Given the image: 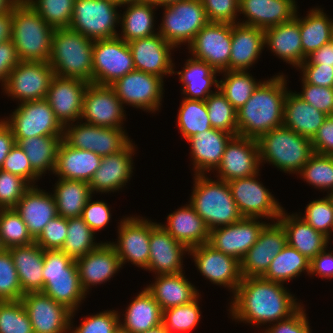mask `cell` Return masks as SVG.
<instances>
[{"label": "cell", "instance_id": "cell-45", "mask_svg": "<svg viewBox=\"0 0 333 333\" xmlns=\"http://www.w3.org/2000/svg\"><path fill=\"white\" fill-rule=\"evenodd\" d=\"M63 136H36L21 139L17 144L26 153L32 169L42 178L46 171L54 172Z\"/></svg>", "mask_w": 333, "mask_h": 333}, {"label": "cell", "instance_id": "cell-12", "mask_svg": "<svg viewBox=\"0 0 333 333\" xmlns=\"http://www.w3.org/2000/svg\"><path fill=\"white\" fill-rule=\"evenodd\" d=\"M109 86L123 105L154 114L162 105L164 79L157 75L134 70Z\"/></svg>", "mask_w": 333, "mask_h": 333}, {"label": "cell", "instance_id": "cell-7", "mask_svg": "<svg viewBox=\"0 0 333 333\" xmlns=\"http://www.w3.org/2000/svg\"><path fill=\"white\" fill-rule=\"evenodd\" d=\"M42 293L77 312L87 294L82 289L75 260L62 250H44Z\"/></svg>", "mask_w": 333, "mask_h": 333}, {"label": "cell", "instance_id": "cell-57", "mask_svg": "<svg viewBox=\"0 0 333 333\" xmlns=\"http://www.w3.org/2000/svg\"><path fill=\"white\" fill-rule=\"evenodd\" d=\"M23 295L18 273L6 249L0 253V301H19Z\"/></svg>", "mask_w": 333, "mask_h": 333}, {"label": "cell", "instance_id": "cell-36", "mask_svg": "<svg viewBox=\"0 0 333 333\" xmlns=\"http://www.w3.org/2000/svg\"><path fill=\"white\" fill-rule=\"evenodd\" d=\"M101 160L102 157L94 152L71 147L62 141L53 174L61 179L89 183Z\"/></svg>", "mask_w": 333, "mask_h": 333}, {"label": "cell", "instance_id": "cell-76", "mask_svg": "<svg viewBox=\"0 0 333 333\" xmlns=\"http://www.w3.org/2000/svg\"><path fill=\"white\" fill-rule=\"evenodd\" d=\"M115 333H130V332L124 330L123 328H121V327L119 326V328L115 331Z\"/></svg>", "mask_w": 333, "mask_h": 333}, {"label": "cell", "instance_id": "cell-1", "mask_svg": "<svg viewBox=\"0 0 333 333\" xmlns=\"http://www.w3.org/2000/svg\"><path fill=\"white\" fill-rule=\"evenodd\" d=\"M229 304L232 320L253 326L270 325L286 319L303 305L283 283L263 277L242 278Z\"/></svg>", "mask_w": 333, "mask_h": 333}, {"label": "cell", "instance_id": "cell-56", "mask_svg": "<svg viewBox=\"0 0 333 333\" xmlns=\"http://www.w3.org/2000/svg\"><path fill=\"white\" fill-rule=\"evenodd\" d=\"M301 216L311 227L322 233L329 240L333 232V202L327 195L311 201Z\"/></svg>", "mask_w": 333, "mask_h": 333}, {"label": "cell", "instance_id": "cell-6", "mask_svg": "<svg viewBox=\"0 0 333 333\" xmlns=\"http://www.w3.org/2000/svg\"><path fill=\"white\" fill-rule=\"evenodd\" d=\"M257 142L261 165L269 162L289 174H298L314 153L310 138L283 125L262 134Z\"/></svg>", "mask_w": 333, "mask_h": 333}, {"label": "cell", "instance_id": "cell-17", "mask_svg": "<svg viewBox=\"0 0 333 333\" xmlns=\"http://www.w3.org/2000/svg\"><path fill=\"white\" fill-rule=\"evenodd\" d=\"M187 254L192 256L196 268L211 284L227 287L235 294L242 280L237 259L216 250L209 243L192 247Z\"/></svg>", "mask_w": 333, "mask_h": 333}, {"label": "cell", "instance_id": "cell-74", "mask_svg": "<svg viewBox=\"0 0 333 333\" xmlns=\"http://www.w3.org/2000/svg\"><path fill=\"white\" fill-rule=\"evenodd\" d=\"M148 1L153 3L156 7L161 8L163 6H169L170 4H174L183 0H148Z\"/></svg>", "mask_w": 333, "mask_h": 333}, {"label": "cell", "instance_id": "cell-47", "mask_svg": "<svg viewBox=\"0 0 333 333\" xmlns=\"http://www.w3.org/2000/svg\"><path fill=\"white\" fill-rule=\"evenodd\" d=\"M220 73L223 74V79L219 81L218 89L236 110L246 103L262 82H257L256 78L245 70H225Z\"/></svg>", "mask_w": 333, "mask_h": 333}, {"label": "cell", "instance_id": "cell-3", "mask_svg": "<svg viewBox=\"0 0 333 333\" xmlns=\"http://www.w3.org/2000/svg\"><path fill=\"white\" fill-rule=\"evenodd\" d=\"M54 30L25 0L14 6L11 40L20 61L49 62Z\"/></svg>", "mask_w": 333, "mask_h": 333}, {"label": "cell", "instance_id": "cell-44", "mask_svg": "<svg viewBox=\"0 0 333 333\" xmlns=\"http://www.w3.org/2000/svg\"><path fill=\"white\" fill-rule=\"evenodd\" d=\"M54 186L58 215L66 219L81 217L87 201L93 197L88 182L59 178Z\"/></svg>", "mask_w": 333, "mask_h": 333}, {"label": "cell", "instance_id": "cell-62", "mask_svg": "<svg viewBox=\"0 0 333 333\" xmlns=\"http://www.w3.org/2000/svg\"><path fill=\"white\" fill-rule=\"evenodd\" d=\"M302 91L296 94L305 102L328 116H333V87H322L306 83L303 79Z\"/></svg>", "mask_w": 333, "mask_h": 333}, {"label": "cell", "instance_id": "cell-18", "mask_svg": "<svg viewBox=\"0 0 333 333\" xmlns=\"http://www.w3.org/2000/svg\"><path fill=\"white\" fill-rule=\"evenodd\" d=\"M118 225L115 248L121 265L131 263L146 270L149 261L150 220L140 216L123 217Z\"/></svg>", "mask_w": 333, "mask_h": 333}, {"label": "cell", "instance_id": "cell-31", "mask_svg": "<svg viewBox=\"0 0 333 333\" xmlns=\"http://www.w3.org/2000/svg\"><path fill=\"white\" fill-rule=\"evenodd\" d=\"M14 208L34 239L40 235L45 225L58 215L54 195L38 189V185L31 186Z\"/></svg>", "mask_w": 333, "mask_h": 333}, {"label": "cell", "instance_id": "cell-70", "mask_svg": "<svg viewBox=\"0 0 333 333\" xmlns=\"http://www.w3.org/2000/svg\"><path fill=\"white\" fill-rule=\"evenodd\" d=\"M16 145L15 137L11 128L0 119V169L4 164L5 158Z\"/></svg>", "mask_w": 333, "mask_h": 333}, {"label": "cell", "instance_id": "cell-32", "mask_svg": "<svg viewBox=\"0 0 333 333\" xmlns=\"http://www.w3.org/2000/svg\"><path fill=\"white\" fill-rule=\"evenodd\" d=\"M278 221L286 230L287 244L310 261L328 247L329 239L311 227L301 214L296 212L289 215L283 209Z\"/></svg>", "mask_w": 333, "mask_h": 333}, {"label": "cell", "instance_id": "cell-15", "mask_svg": "<svg viewBox=\"0 0 333 333\" xmlns=\"http://www.w3.org/2000/svg\"><path fill=\"white\" fill-rule=\"evenodd\" d=\"M93 84L110 85L135 70L129 44L118 36L94 41Z\"/></svg>", "mask_w": 333, "mask_h": 333}, {"label": "cell", "instance_id": "cell-23", "mask_svg": "<svg viewBox=\"0 0 333 333\" xmlns=\"http://www.w3.org/2000/svg\"><path fill=\"white\" fill-rule=\"evenodd\" d=\"M21 302L33 333H70L71 311L42 292L23 295Z\"/></svg>", "mask_w": 333, "mask_h": 333}, {"label": "cell", "instance_id": "cell-24", "mask_svg": "<svg viewBox=\"0 0 333 333\" xmlns=\"http://www.w3.org/2000/svg\"><path fill=\"white\" fill-rule=\"evenodd\" d=\"M88 84L77 78L53 77L45 99L63 127L81 121L83 97Z\"/></svg>", "mask_w": 333, "mask_h": 333}, {"label": "cell", "instance_id": "cell-73", "mask_svg": "<svg viewBox=\"0 0 333 333\" xmlns=\"http://www.w3.org/2000/svg\"><path fill=\"white\" fill-rule=\"evenodd\" d=\"M20 0H0V14L12 11Z\"/></svg>", "mask_w": 333, "mask_h": 333}, {"label": "cell", "instance_id": "cell-42", "mask_svg": "<svg viewBox=\"0 0 333 333\" xmlns=\"http://www.w3.org/2000/svg\"><path fill=\"white\" fill-rule=\"evenodd\" d=\"M121 6L126 10L123 14L120 13L119 24L121 34L118 37L129 43L136 39L149 37L158 34L155 31L154 9L157 7L149 1L125 2Z\"/></svg>", "mask_w": 333, "mask_h": 333}, {"label": "cell", "instance_id": "cell-59", "mask_svg": "<svg viewBox=\"0 0 333 333\" xmlns=\"http://www.w3.org/2000/svg\"><path fill=\"white\" fill-rule=\"evenodd\" d=\"M30 187L22 177L0 169V209L14 208Z\"/></svg>", "mask_w": 333, "mask_h": 333}, {"label": "cell", "instance_id": "cell-4", "mask_svg": "<svg viewBox=\"0 0 333 333\" xmlns=\"http://www.w3.org/2000/svg\"><path fill=\"white\" fill-rule=\"evenodd\" d=\"M190 203L203 219L209 231L234 224L243 216L235 203L229 183L210 179L207 175H195Z\"/></svg>", "mask_w": 333, "mask_h": 333}, {"label": "cell", "instance_id": "cell-66", "mask_svg": "<svg viewBox=\"0 0 333 333\" xmlns=\"http://www.w3.org/2000/svg\"><path fill=\"white\" fill-rule=\"evenodd\" d=\"M302 79L309 84L333 87V65L300 64Z\"/></svg>", "mask_w": 333, "mask_h": 333}, {"label": "cell", "instance_id": "cell-80", "mask_svg": "<svg viewBox=\"0 0 333 333\" xmlns=\"http://www.w3.org/2000/svg\"><path fill=\"white\" fill-rule=\"evenodd\" d=\"M113 1H115V2H117L119 4H123V0H113Z\"/></svg>", "mask_w": 333, "mask_h": 333}, {"label": "cell", "instance_id": "cell-55", "mask_svg": "<svg viewBox=\"0 0 333 333\" xmlns=\"http://www.w3.org/2000/svg\"><path fill=\"white\" fill-rule=\"evenodd\" d=\"M0 333H33L21 300L0 301Z\"/></svg>", "mask_w": 333, "mask_h": 333}, {"label": "cell", "instance_id": "cell-27", "mask_svg": "<svg viewBox=\"0 0 333 333\" xmlns=\"http://www.w3.org/2000/svg\"><path fill=\"white\" fill-rule=\"evenodd\" d=\"M135 150L136 145L131 142L122 151L102 157L100 167L88 183L93 194L117 192L126 186L132 177Z\"/></svg>", "mask_w": 333, "mask_h": 333}, {"label": "cell", "instance_id": "cell-16", "mask_svg": "<svg viewBox=\"0 0 333 333\" xmlns=\"http://www.w3.org/2000/svg\"><path fill=\"white\" fill-rule=\"evenodd\" d=\"M232 24L208 22L188 45V53L219 72L229 70Z\"/></svg>", "mask_w": 333, "mask_h": 333}, {"label": "cell", "instance_id": "cell-60", "mask_svg": "<svg viewBox=\"0 0 333 333\" xmlns=\"http://www.w3.org/2000/svg\"><path fill=\"white\" fill-rule=\"evenodd\" d=\"M67 227L68 219L57 215L45 225L35 243L43 250H61L66 239Z\"/></svg>", "mask_w": 333, "mask_h": 333}, {"label": "cell", "instance_id": "cell-49", "mask_svg": "<svg viewBox=\"0 0 333 333\" xmlns=\"http://www.w3.org/2000/svg\"><path fill=\"white\" fill-rule=\"evenodd\" d=\"M95 233L81 218H69L67 235L61 250L73 260L92 252L103 242H95Z\"/></svg>", "mask_w": 333, "mask_h": 333}, {"label": "cell", "instance_id": "cell-65", "mask_svg": "<svg viewBox=\"0 0 333 333\" xmlns=\"http://www.w3.org/2000/svg\"><path fill=\"white\" fill-rule=\"evenodd\" d=\"M306 309L301 306L294 314L290 317L267 325L264 333H311L309 321L307 319Z\"/></svg>", "mask_w": 333, "mask_h": 333}, {"label": "cell", "instance_id": "cell-54", "mask_svg": "<svg viewBox=\"0 0 333 333\" xmlns=\"http://www.w3.org/2000/svg\"><path fill=\"white\" fill-rule=\"evenodd\" d=\"M54 29L69 28L75 0H25Z\"/></svg>", "mask_w": 333, "mask_h": 333}, {"label": "cell", "instance_id": "cell-20", "mask_svg": "<svg viewBox=\"0 0 333 333\" xmlns=\"http://www.w3.org/2000/svg\"><path fill=\"white\" fill-rule=\"evenodd\" d=\"M270 223L264 226L256 243L241 260L240 273L242 278L263 277L273 258L287 244L286 230L281 223L278 220Z\"/></svg>", "mask_w": 333, "mask_h": 333}, {"label": "cell", "instance_id": "cell-25", "mask_svg": "<svg viewBox=\"0 0 333 333\" xmlns=\"http://www.w3.org/2000/svg\"><path fill=\"white\" fill-rule=\"evenodd\" d=\"M189 249L176 241L161 225L150 220L149 261L146 271L155 275L183 272V256Z\"/></svg>", "mask_w": 333, "mask_h": 333}, {"label": "cell", "instance_id": "cell-13", "mask_svg": "<svg viewBox=\"0 0 333 333\" xmlns=\"http://www.w3.org/2000/svg\"><path fill=\"white\" fill-rule=\"evenodd\" d=\"M55 76L49 62L20 61L3 85L4 94L18 103L42 100Z\"/></svg>", "mask_w": 333, "mask_h": 333}, {"label": "cell", "instance_id": "cell-68", "mask_svg": "<svg viewBox=\"0 0 333 333\" xmlns=\"http://www.w3.org/2000/svg\"><path fill=\"white\" fill-rule=\"evenodd\" d=\"M20 62L14 42L10 39L3 43H0V83L3 86L9 73Z\"/></svg>", "mask_w": 333, "mask_h": 333}, {"label": "cell", "instance_id": "cell-39", "mask_svg": "<svg viewBox=\"0 0 333 333\" xmlns=\"http://www.w3.org/2000/svg\"><path fill=\"white\" fill-rule=\"evenodd\" d=\"M146 289L153 295L162 311L190 303L200 296L183 272L156 275L154 283L147 285Z\"/></svg>", "mask_w": 333, "mask_h": 333}, {"label": "cell", "instance_id": "cell-71", "mask_svg": "<svg viewBox=\"0 0 333 333\" xmlns=\"http://www.w3.org/2000/svg\"><path fill=\"white\" fill-rule=\"evenodd\" d=\"M301 64L333 65V40L312 52Z\"/></svg>", "mask_w": 333, "mask_h": 333}, {"label": "cell", "instance_id": "cell-52", "mask_svg": "<svg viewBox=\"0 0 333 333\" xmlns=\"http://www.w3.org/2000/svg\"><path fill=\"white\" fill-rule=\"evenodd\" d=\"M0 237L6 249L35 242L15 208L0 209Z\"/></svg>", "mask_w": 333, "mask_h": 333}, {"label": "cell", "instance_id": "cell-77", "mask_svg": "<svg viewBox=\"0 0 333 333\" xmlns=\"http://www.w3.org/2000/svg\"><path fill=\"white\" fill-rule=\"evenodd\" d=\"M6 250L5 246L2 243L1 237H0V253Z\"/></svg>", "mask_w": 333, "mask_h": 333}, {"label": "cell", "instance_id": "cell-14", "mask_svg": "<svg viewBox=\"0 0 333 333\" xmlns=\"http://www.w3.org/2000/svg\"><path fill=\"white\" fill-rule=\"evenodd\" d=\"M259 173L229 181L233 199L243 217L277 221L284 209L257 177Z\"/></svg>", "mask_w": 333, "mask_h": 333}, {"label": "cell", "instance_id": "cell-50", "mask_svg": "<svg viewBox=\"0 0 333 333\" xmlns=\"http://www.w3.org/2000/svg\"><path fill=\"white\" fill-rule=\"evenodd\" d=\"M212 128L238 135L236 109L218 89L205 100Z\"/></svg>", "mask_w": 333, "mask_h": 333}, {"label": "cell", "instance_id": "cell-64", "mask_svg": "<svg viewBox=\"0 0 333 333\" xmlns=\"http://www.w3.org/2000/svg\"><path fill=\"white\" fill-rule=\"evenodd\" d=\"M109 206L102 200L92 201V197L87 201L83 208L81 218L88 224L91 230L97 234L110 223L111 214Z\"/></svg>", "mask_w": 333, "mask_h": 333}, {"label": "cell", "instance_id": "cell-46", "mask_svg": "<svg viewBox=\"0 0 333 333\" xmlns=\"http://www.w3.org/2000/svg\"><path fill=\"white\" fill-rule=\"evenodd\" d=\"M310 272V260L288 244L273 258L264 279L285 283L299 277L302 272Z\"/></svg>", "mask_w": 333, "mask_h": 333}, {"label": "cell", "instance_id": "cell-28", "mask_svg": "<svg viewBox=\"0 0 333 333\" xmlns=\"http://www.w3.org/2000/svg\"><path fill=\"white\" fill-rule=\"evenodd\" d=\"M75 262L82 289L86 294L91 286L106 283L122 268L115 248L108 241Z\"/></svg>", "mask_w": 333, "mask_h": 333}, {"label": "cell", "instance_id": "cell-51", "mask_svg": "<svg viewBox=\"0 0 333 333\" xmlns=\"http://www.w3.org/2000/svg\"><path fill=\"white\" fill-rule=\"evenodd\" d=\"M309 185L321 191L333 192V156L313 153L298 173Z\"/></svg>", "mask_w": 333, "mask_h": 333}, {"label": "cell", "instance_id": "cell-22", "mask_svg": "<svg viewBox=\"0 0 333 333\" xmlns=\"http://www.w3.org/2000/svg\"><path fill=\"white\" fill-rule=\"evenodd\" d=\"M266 224L267 222H262V218L243 217L234 224L211 230L208 243L216 250L241 262L249 249L256 243Z\"/></svg>", "mask_w": 333, "mask_h": 333}, {"label": "cell", "instance_id": "cell-53", "mask_svg": "<svg viewBox=\"0 0 333 333\" xmlns=\"http://www.w3.org/2000/svg\"><path fill=\"white\" fill-rule=\"evenodd\" d=\"M199 298L162 311V325L169 333L191 331L198 325L201 318Z\"/></svg>", "mask_w": 333, "mask_h": 333}, {"label": "cell", "instance_id": "cell-69", "mask_svg": "<svg viewBox=\"0 0 333 333\" xmlns=\"http://www.w3.org/2000/svg\"><path fill=\"white\" fill-rule=\"evenodd\" d=\"M327 248L319 252L310 261V276L318 275L322 279L326 278L327 280L333 278V251L329 252Z\"/></svg>", "mask_w": 333, "mask_h": 333}, {"label": "cell", "instance_id": "cell-29", "mask_svg": "<svg viewBox=\"0 0 333 333\" xmlns=\"http://www.w3.org/2000/svg\"><path fill=\"white\" fill-rule=\"evenodd\" d=\"M295 0H239V13L246 20L239 24L266 30L291 21L298 10Z\"/></svg>", "mask_w": 333, "mask_h": 333}, {"label": "cell", "instance_id": "cell-8", "mask_svg": "<svg viewBox=\"0 0 333 333\" xmlns=\"http://www.w3.org/2000/svg\"><path fill=\"white\" fill-rule=\"evenodd\" d=\"M121 4L113 0H75L69 28L93 41L118 36Z\"/></svg>", "mask_w": 333, "mask_h": 333}, {"label": "cell", "instance_id": "cell-5", "mask_svg": "<svg viewBox=\"0 0 333 333\" xmlns=\"http://www.w3.org/2000/svg\"><path fill=\"white\" fill-rule=\"evenodd\" d=\"M94 41L70 28L55 29L49 64L54 74L93 83Z\"/></svg>", "mask_w": 333, "mask_h": 333}, {"label": "cell", "instance_id": "cell-43", "mask_svg": "<svg viewBox=\"0 0 333 333\" xmlns=\"http://www.w3.org/2000/svg\"><path fill=\"white\" fill-rule=\"evenodd\" d=\"M298 13L297 10L294 18L299 22L304 62L308 55L333 40V19L319 6L310 9L305 17H298Z\"/></svg>", "mask_w": 333, "mask_h": 333}, {"label": "cell", "instance_id": "cell-33", "mask_svg": "<svg viewBox=\"0 0 333 333\" xmlns=\"http://www.w3.org/2000/svg\"><path fill=\"white\" fill-rule=\"evenodd\" d=\"M162 227L188 249L209 242V229L192 205L186 204L169 213Z\"/></svg>", "mask_w": 333, "mask_h": 333}, {"label": "cell", "instance_id": "cell-34", "mask_svg": "<svg viewBox=\"0 0 333 333\" xmlns=\"http://www.w3.org/2000/svg\"><path fill=\"white\" fill-rule=\"evenodd\" d=\"M264 30L242 24H232L229 70L248 71L264 50Z\"/></svg>", "mask_w": 333, "mask_h": 333}, {"label": "cell", "instance_id": "cell-2", "mask_svg": "<svg viewBox=\"0 0 333 333\" xmlns=\"http://www.w3.org/2000/svg\"><path fill=\"white\" fill-rule=\"evenodd\" d=\"M278 74L262 81L236 111L239 136L258 139L262 134L283 125L288 88L283 72Z\"/></svg>", "mask_w": 333, "mask_h": 333}, {"label": "cell", "instance_id": "cell-9", "mask_svg": "<svg viewBox=\"0 0 333 333\" xmlns=\"http://www.w3.org/2000/svg\"><path fill=\"white\" fill-rule=\"evenodd\" d=\"M158 33L175 48L188 46L195 35L209 22L201 0H183L163 6Z\"/></svg>", "mask_w": 333, "mask_h": 333}, {"label": "cell", "instance_id": "cell-30", "mask_svg": "<svg viewBox=\"0 0 333 333\" xmlns=\"http://www.w3.org/2000/svg\"><path fill=\"white\" fill-rule=\"evenodd\" d=\"M234 135L211 128L190 137L191 160L194 175H206L215 171L221 163L227 143Z\"/></svg>", "mask_w": 333, "mask_h": 333}, {"label": "cell", "instance_id": "cell-26", "mask_svg": "<svg viewBox=\"0 0 333 333\" xmlns=\"http://www.w3.org/2000/svg\"><path fill=\"white\" fill-rule=\"evenodd\" d=\"M128 44L135 70L154 74L161 78L173 75L175 64L171 58V52L175 47L159 33L133 40Z\"/></svg>", "mask_w": 333, "mask_h": 333}, {"label": "cell", "instance_id": "cell-61", "mask_svg": "<svg viewBox=\"0 0 333 333\" xmlns=\"http://www.w3.org/2000/svg\"><path fill=\"white\" fill-rule=\"evenodd\" d=\"M2 170L25 179L31 186H34L40 176L32 169L26 153L16 144L1 167Z\"/></svg>", "mask_w": 333, "mask_h": 333}, {"label": "cell", "instance_id": "cell-67", "mask_svg": "<svg viewBox=\"0 0 333 333\" xmlns=\"http://www.w3.org/2000/svg\"><path fill=\"white\" fill-rule=\"evenodd\" d=\"M313 151L333 156V116H328L311 139Z\"/></svg>", "mask_w": 333, "mask_h": 333}, {"label": "cell", "instance_id": "cell-58", "mask_svg": "<svg viewBox=\"0 0 333 333\" xmlns=\"http://www.w3.org/2000/svg\"><path fill=\"white\" fill-rule=\"evenodd\" d=\"M75 313L72 312L70 317L69 332L71 333H115L120 326V313L116 310H105L89 317L86 316L79 326L73 328Z\"/></svg>", "mask_w": 333, "mask_h": 333}, {"label": "cell", "instance_id": "cell-19", "mask_svg": "<svg viewBox=\"0 0 333 333\" xmlns=\"http://www.w3.org/2000/svg\"><path fill=\"white\" fill-rule=\"evenodd\" d=\"M124 107L109 85L89 83L83 97L81 120L99 127L123 129Z\"/></svg>", "mask_w": 333, "mask_h": 333}, {"label": "cell", "instance_id": "cell-78", "mask_svg": "<svg viewBox=\"0 0 333 333\" xmlns=\"http://www.w3.org/2000/svg\"><path fill=\"white\" fill-rule=\"evenodd\" d=\"M137 1H148V0H123V3H125V2H137Z\"/></svg>", "mask_w": 333, "mask_h": 333}, {"label": "cell", "instance_id": "cell-63", "mask_svg": "<svg viewBox=\"0 0 333 333\" xmlns=\"http://www.w3.org/2000/svg\"><path fill=\"white\" fill-rule=\"evenodd\" d=\"M201 2L209 22L238 24L239 0H201Z\"/></svg>", "mask_w": 333, "mask_h": 333}, {"label": "cell", "instance_id": "cell-35", "mask_svg": "<svg viewBox=\"0 0 333 333\" xmlns=\"http://www.w3.org/2000/svg\"><path fill=\"white\" fill-rule=\"evenodd\" d=\"M264 46L297 69L303 62L299 22L293 18L291 21L264 30Z\"/></svg>", "mask_w": 333, "mask_h": 333}, {"label": "cell", "instance_id": "cell-40", "mask_svg": "<svg viewBox=\"0 0 333 333\" xmlns=\"http://www.w3.org/2000/svg\"><path fill=\"white\" fill-rule=\"evenodd\" d=\"M177 73L179 81L182 82L183 98L203 100L218 90L219 80L216 79L218 70L208 65L204 61L197 60L193 57L188 58L181 71H173V75ZM215 85V91H212V86Z\"/></svg>", "mask_w": 333, "mask_h": 333}, {"label": "cell", "instance_id": "cell-75", "mask_svg": "<svg viewBox=\"0 0 333 333\" xmlns=\"http://www.w3.org/2000/svg\"><path fill=\"white\" fill-rule=\"evenodd\" d=\"M143 333H169L166 329H165V327L161 324L160 326H158V327H155V328H153V329H150V330H148V331H146V332H143Z\"/></svg>", "mask_w": 333, "mask_h": 333}, {"label": "cell", "instance_id": "cell-38", "mask_svg": "<svg viewBox=\"0 0 333 333\" xmlns=\"http://www.w3.org/2000/svg\"><path fill=\"white\" fill-rule=\"evenodd\" d=\"M327 117L299 97L296 91L288 90L284 102L283 126L312 139Z\"/></svg>", "mask_w": 333, "mask_h": 333}, {"label": "cell", "instance_id": "cell-37", "mask_svg": "<svg viewBox=\"0 0 333 333\" xmlns=\"http://www.w3.org/2000/svg\"><path fill=\"white\" fill-rule=\"evenodd\" d=\"M18 273L22 293L42 292L44 286V250L35 242L9 248Z\"/></svg>", "mask_w": 333, "mask_h": 333}, {"label": "cell", "instance_id": "cell-21", "mask_svg": "<svg viewBox=\"0 0 333 333\" xmlns=\"http://www.w3.org/2000/svg\"><path fill=\"white\" fill-rule=\"evenodd\" d=\"M260 154L257 139L233 136L227 143L221 163L216 168L217 179L229 182L259 173Z\"/></svg>", "mask_w": 333, "mask_h": 333}, {"label": "cell", "instance_id": "cell-11", "mask_svg": "<svg viewBox=\"0 0 333 333\" xmlns=\"http://www.w3.org/2000/svg\"><path fill=\"white\" fill-rule=\"evenodd\" d=\"M81 122L64 126L63 141L67 145L105 157L122 151L133 142L124 129L99 127L84 123L83 120Z\"/></svg>", "mask_w": 333, "mask_h": 333}, {"label": "cell", "instance_id": "cell-41", "mask_svg": "<svg viewBox=\"0 0 333 333\" xmlns=\"http://www.w3.org/2000/svg\"><path fill=\"white\" fill-rule=\"evenodd\" d=\"M120 327L130 333H143L162 324V310L146 287L126 307Z\"/></svg>", "mask_w": 333, "mask_h": 333}, {"label": "cell", "instance_id": "cell-72", "mask_svg": "<svg viewBox=\"0 0 333 333\" xmlns=\"http://www.w3.org/2000/svg\"><path fill=\"white\" fill-rule=\"evenodd\" d=\"M12 11L0 14V43L11 39Z\"/></svg>", "mask_w": 333, "mask_h": 333}, {"label": "cell", "instance_id": "cell-10", "mask_svg": "<svg viewBox=\"0 0 333 333\" xmlns=\"http://www.w3.org/2000/svg\"><path fill=\"white\" fill-rule=\"evenodd\" d=\"M5 119L3 120L11 128L16 144L24 138L63 136L64 127L46 99L19 103L9 118Z\"/></svg>", "mask_w": 333, "mask_h": 333}, {"label": "cell", "instance_id": "cell-48", "mask_svg": "<svg viewBox=\"0 0 333 333\" xmlns=\"http://www.w3.org/2000/svg\"><path fill=\"white\" fill-rule=\"evenodd\" d=\"M177 126L187 141L212 128L205 101L183 98L177 114Z\"/></svg>", "mask_w": 333, "mask_h": 333}, {"label": "cell", "instance_id": "cell-79", "mask_svg": "<svg viewBox=\"0 0 333 333\" xmlns=\"http://www.w3.org/2000/svg\"><path fill=\"white\" fill-rule=\"evenodd\" d=\"M329 197H330V199L332 200V202H333V192H331V193H329V195H328Z\"/></svg>", "mask_w": 333, "mask_h": 333}]
</instances>
